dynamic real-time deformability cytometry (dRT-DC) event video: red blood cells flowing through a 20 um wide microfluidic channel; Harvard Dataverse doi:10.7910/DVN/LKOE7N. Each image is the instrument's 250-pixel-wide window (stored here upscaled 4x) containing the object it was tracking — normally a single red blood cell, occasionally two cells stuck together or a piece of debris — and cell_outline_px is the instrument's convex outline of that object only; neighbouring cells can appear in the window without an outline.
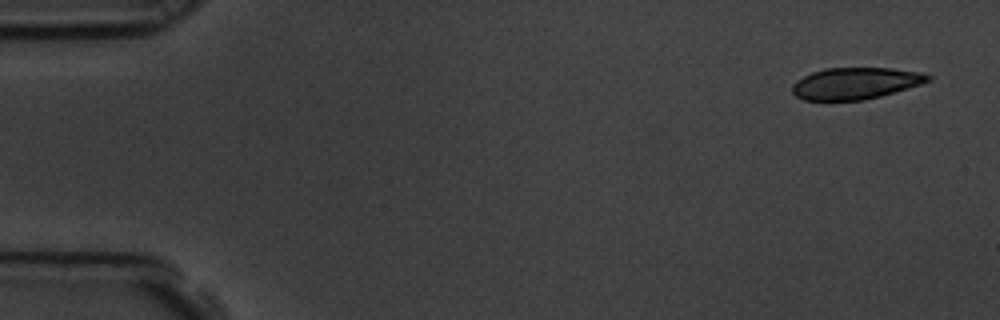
{"species": "common noctule bat (a hibernating species)", "species_latin": "Nyctalus noctula", "temperature_condition": "room temperature", "stored_images_in_passage": 9, "camera_frame_rate_fps": 3000, "um_per_image_px": 0.085, "animal": {"sex": "male", "body_mass_g": 19.5, "forearm_length_mm": 54.6}, "frame": {"image": 1, "passage_image": 1, "time_ms": 0.0, "image_size_px": [1000, 320], "cell_outline_px": [[932, 80], [908, 88], [880, 96], [864, 100], [804, 100], [796, 96], [792, 92], [792, 84], [796, 80], [812, 72], [824, 68], [892, 68], [920, 72], [932, 76]], "centroid_in_image_um": [72.71, 7.08], "position_along_channel_um": 12.3, "area_um2": 25.03}}
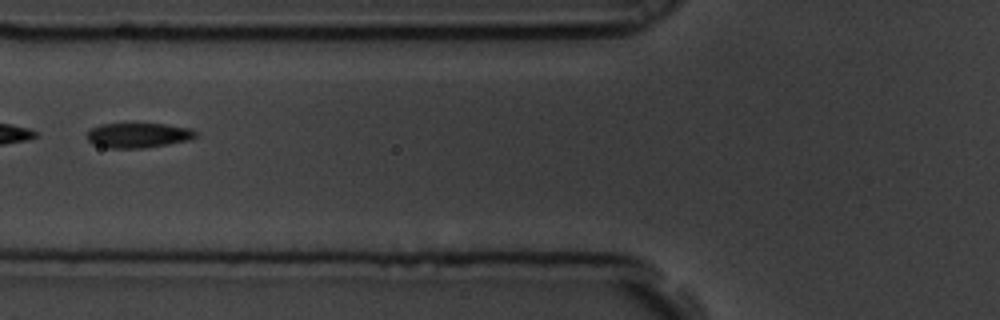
{"frame": {"image": 2, "passage_image": 7, "time_ms": 2.0, "image_size_px": [1000, 320], "cell_outline_px": [[196, 136], [188, 140], [144, 148], [108, 148], [92, 144], [88, 140], [88, 132], [92, 128], [100, 124], [164, 124], [192, 128], [196, 132]], "centroid_in_image_um": [11.74, 11.5], "position_along_channel_um": 114.1, "area_um2": 15.61}}
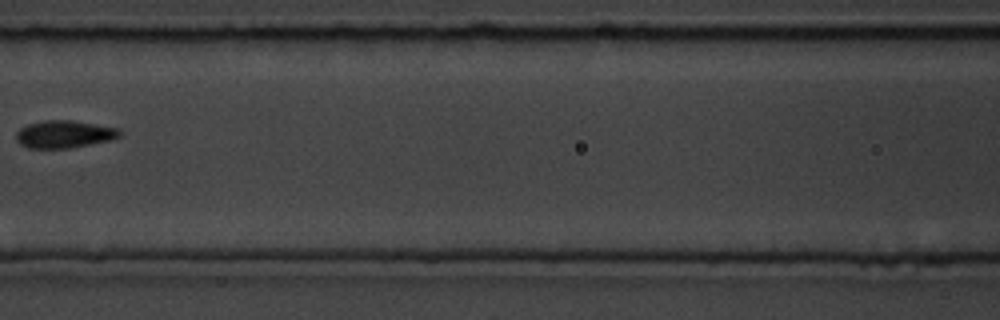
{"frame": {"image": 3, "passage_image": 8, "time_ms": 2.333, "image_size_px": [1000, 320], "cell_outline_px": [[124, 132], [120, 136], [112, 140], [68, 148], [28, 148], [20, 144], [16, 140], [16, 132], [20, 128], [28, 124], [44, 120], [72, 120], [120, 128]], "centroid_in_image_um": [5.49, 11.4], "position_along_channel_um": 161.1, "area_um2": 16.76}}